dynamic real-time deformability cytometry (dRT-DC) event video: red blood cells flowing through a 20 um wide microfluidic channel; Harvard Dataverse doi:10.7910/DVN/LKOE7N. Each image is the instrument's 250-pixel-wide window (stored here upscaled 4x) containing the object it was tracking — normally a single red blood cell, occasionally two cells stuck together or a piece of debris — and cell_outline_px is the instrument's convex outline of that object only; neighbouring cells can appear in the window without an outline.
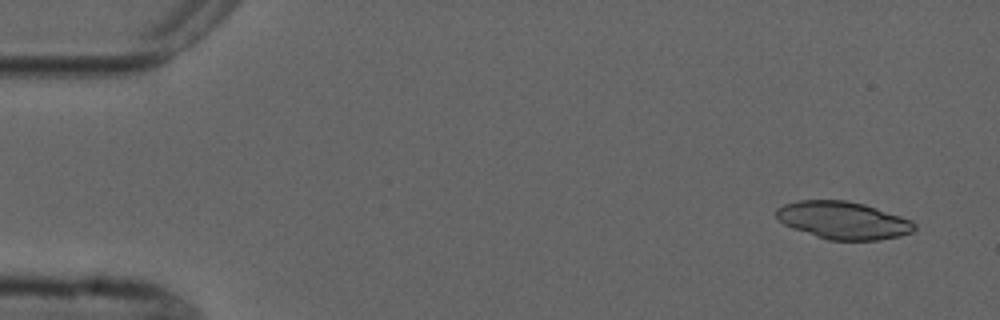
{"species": "common noctule bat (a hibernating species)", "species_latin": "Nyctalus noctula", "temperature_condition": "cold", "stored_images_in_passage": 5, "camera_frame_rate_fps": 3000, "um_per_image_px": 0.085, "animal": {"sex": "male", "forearm_length_mm": 52.5}, "frame": {"image": 1, "passage_image": 1, "time_ms": 0.0, "image_size_px": [1000, 320], "cell_outline_px": [[916, 228], [912, 232], [900, 236], [880, 240], [828, 240], [792, 228], [784, 224], [776, 216], [776, 208], [784, 204], [800, 200], [848, 200], [864, 204], [912, 220], [916, 224]], "centroid_in_image_um": [71.68, 18.73], "position_along_channel_um": 13.3, "area_um2": 30.23}}